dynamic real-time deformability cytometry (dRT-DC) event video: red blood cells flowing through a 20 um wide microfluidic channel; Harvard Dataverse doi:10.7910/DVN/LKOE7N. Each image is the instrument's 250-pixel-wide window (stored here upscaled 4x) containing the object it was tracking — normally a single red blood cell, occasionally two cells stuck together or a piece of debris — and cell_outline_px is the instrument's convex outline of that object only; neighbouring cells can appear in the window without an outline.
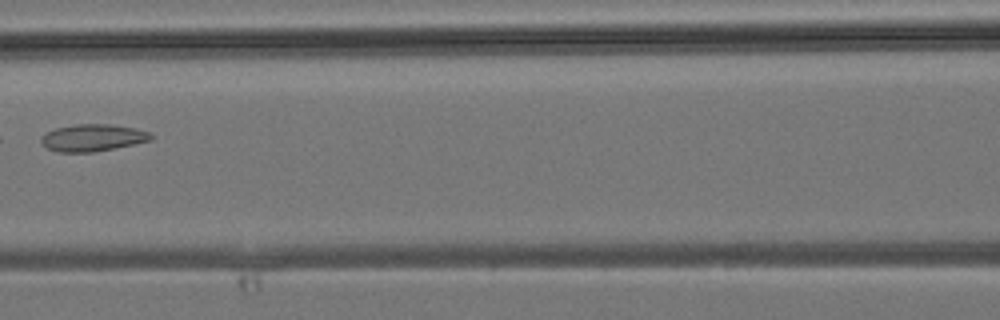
{"species": "common noctule bat (a hibernating species)", "species_latin": "Nyctalus noctula", "temperature_condition": "room temperature", "stored_images_in_passage": 4, "camera_frame_rate_fps": 3000, "um_per_image_px": 0.085, "animal": {"sex": "male", "body_mass_g": 19.2, "forearm_length_mm": 51.8}, "frame": {"image": 1, "passage_image": 4, "time_ms": 1.0, "image_size_px": [1000, 320], "cell_outline_px": [[156, 136], [152, 140], [92, 152], [60, 152], [48, 148], [40, 140], [40, 136], [56, 128], [76, 124], [112, 124], [136, 128], [152, 132]], "centroid_in_image_um": [7.94, 11.69], "position_along_channel_um": 158.7, "area_um2": 17.28}}